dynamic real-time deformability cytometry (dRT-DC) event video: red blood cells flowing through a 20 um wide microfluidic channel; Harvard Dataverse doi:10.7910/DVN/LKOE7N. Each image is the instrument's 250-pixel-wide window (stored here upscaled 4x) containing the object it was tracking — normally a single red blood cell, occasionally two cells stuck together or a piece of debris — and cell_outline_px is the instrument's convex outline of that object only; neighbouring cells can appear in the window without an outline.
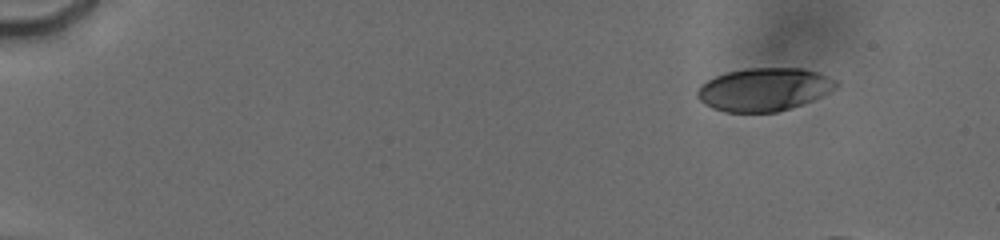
{"species": "human", "species_latin": "Homo sapiens", "temperature_condition": "cold", "stored_images_in_passage": 15, "camera_frame_rate_fps": 3000, "um_per_image_px": 0.085, "donor": {"sex": "male"}, "frame": {"image": 1, "passage_image": 6, "time_ms": 2.0, "image_size_px": [1000, 240], "cell_outline_px": [[840, 84], [836, 88], [812, 100], [776, 112], [724, 112], [712, 108], [704, 104], [696, 96], [696, 92], [700, 84], [716, 76], [728, 72], [748, 68], [804, 68], [820, 72], [836, 80]], "centroid_in_image_um": [64.94, 7.59], "position_along_channel_um": 20.1, "area_um2": 34.8}}